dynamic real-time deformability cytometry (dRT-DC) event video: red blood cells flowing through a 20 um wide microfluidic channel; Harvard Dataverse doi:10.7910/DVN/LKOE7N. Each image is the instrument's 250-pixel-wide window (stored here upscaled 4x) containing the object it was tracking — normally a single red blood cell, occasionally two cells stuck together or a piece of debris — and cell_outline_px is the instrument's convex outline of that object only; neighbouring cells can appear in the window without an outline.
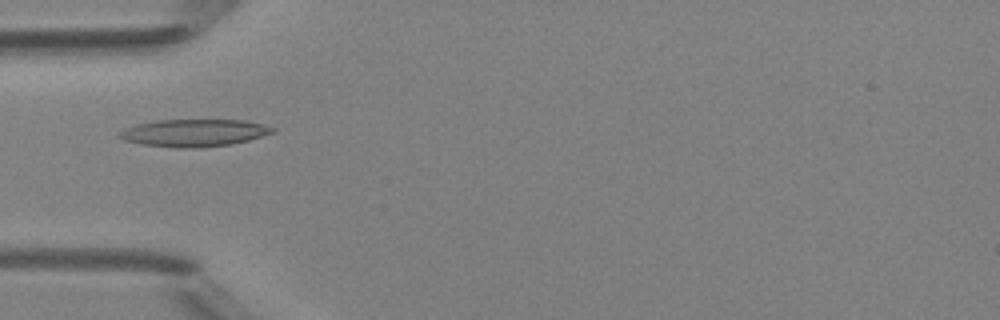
{"species": "Egyptian fruit bat (a non-hibernating species)", "species_latin": "Rousettus aegyptiacus", "temperature_condition": "room temperature", "stored_images_in_passage": 49, "camera_frame_rate_fps": 3000, "um_per_image_px": 0.085, "animal": {"sex": "female"}, "frame": {"image": 1, "passage_image": 16, "time_ms": 5.0, "image_size_px": [1000, 320], "cell_outline_px": [[276, 132], [248, 140], [232, 144], [184, 148], [176, 148], [140, 144], [124, 140], [116, 136], [124, 128], [136, 124], [156, 120], [244, 120], [276, 128]], "centroid_in_image_um": [16.46, 11.29], "position_along_channel_um": 68.5, "area_um2": 24.33}}
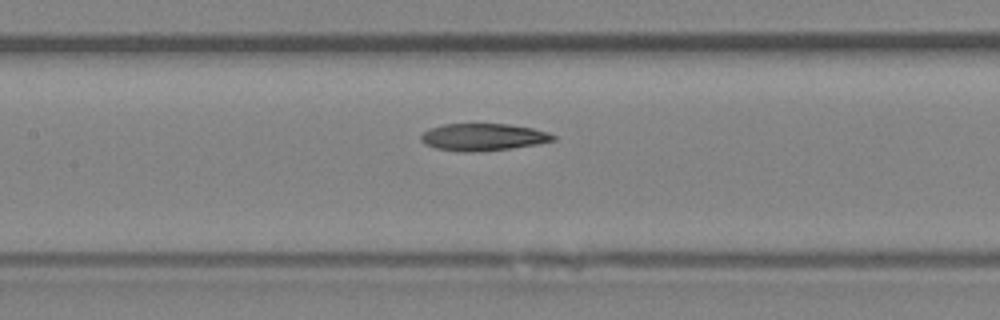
{"frame": {"image": 2, "passage_image": 23, "time_ms": 7.333, "image_size_px": [1000, 320], "cell_outline_px": [[556, 140], [536, 144], [512, 148], [472, 152], [436, 148], [420, 140], [420, 136], [428, 128], [444, 124], [508, 124], [532, 128], [548, 132], [556, 136]], "centroid_in_image_um": [41.09, 11.64], "position_along_channel_um": 166.3, "area_um2": 20.69}}
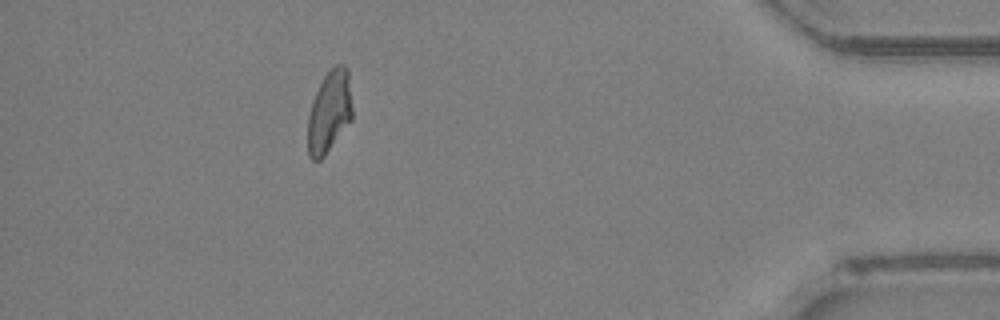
{"frame": {"image": 3, "passage_image": 44, "time_ms": 14.333, "image_size_px": [1000, 320], "cell_outline_px": [[352, 120], [324, 156], [320, 160], [312, 160], [308, 156], [308, 116], [316, 92], [324, 76], [336, 64], [344, 64], [348, 68], [352, 108]], "centroid_in_image_um": [28.01, 9.5], "position_along_channel_um": 407.2, "area_um2": 21.21}, "authors_computed_cell_mechanics": {"area_um2": 21.2704, "velocity_mm_per_s": 4.2047, "shape_relaxation_time_tau1_ms": null, "shape_relaxation_time_tau2_ms": 3.1032, "deformation_change_tau1": null, "deformation_change_tau2": 0.1118}}